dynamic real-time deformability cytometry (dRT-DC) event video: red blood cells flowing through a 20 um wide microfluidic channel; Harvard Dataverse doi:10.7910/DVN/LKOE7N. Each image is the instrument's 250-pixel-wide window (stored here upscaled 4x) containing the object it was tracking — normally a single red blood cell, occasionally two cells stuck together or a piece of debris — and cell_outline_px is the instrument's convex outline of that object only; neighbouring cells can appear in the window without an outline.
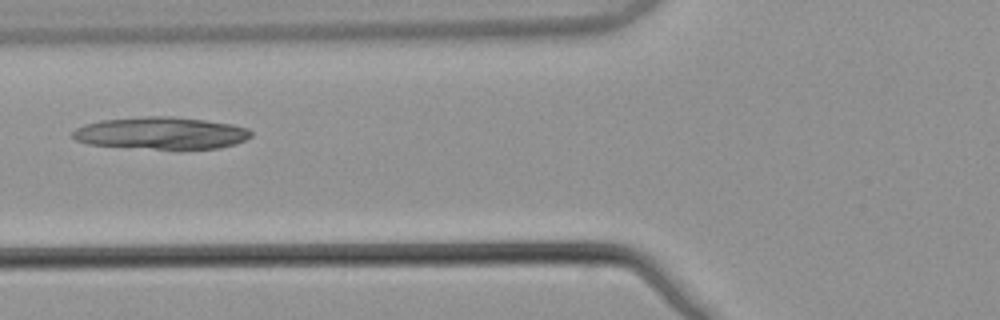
{"species": "common noctule bat (a hibernating species)", "species_latin": "Nyctalus noctula", "temperature_condition": "warm", "stored_images_in_passage": 6, "camera_frame_rate_fps": 3000, "um_per_image_px": 0.085, "animal": {"sex": "male", "body_mass_g": 21.5, "forearm_length_mm": 52.0}, "frame": {"image": 1, "passage_image": 5, "time_ms": 1.333, "image_size_px": [1000, 320], "cell_outline_px": [[252, 136], [236, 144], [220, 148], [156, 148], [88, 144], [76, 140], [72, 136], [72, 132], [76, 128], [84, 124], [100, 120], [144, 116], [172, 116], [204, 120], [232, 124], [248, 128], [252, 132]], "centroid_in_image_um": [13.71, 11.29], "position_along_channel_um": 112.1, "area_um2": 33.12}}
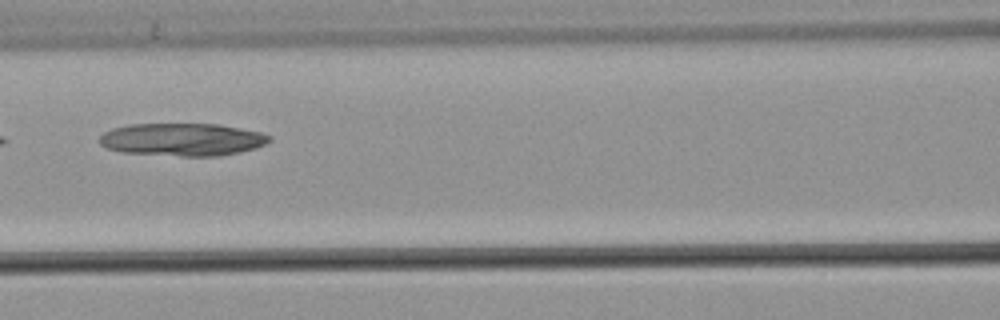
{"frame": {"image": 2, "passage_image": 6, "time_ms": 1.667, "image_size_px": [1000, 320], "cell_outline_px": [[272, 140], [256, 148], [240, 152], [220, 156], [184, 156], [124, 152], [108, 148], [100, 144], [96, 140], [104, 132], [112, 128], [128, 124], [216, 124], [260, 132], [272, 136]], "centroid_in_image_um": [15.49, 11.85], "position_along_channel_um": 151.1, "area_um2": 32.37}}